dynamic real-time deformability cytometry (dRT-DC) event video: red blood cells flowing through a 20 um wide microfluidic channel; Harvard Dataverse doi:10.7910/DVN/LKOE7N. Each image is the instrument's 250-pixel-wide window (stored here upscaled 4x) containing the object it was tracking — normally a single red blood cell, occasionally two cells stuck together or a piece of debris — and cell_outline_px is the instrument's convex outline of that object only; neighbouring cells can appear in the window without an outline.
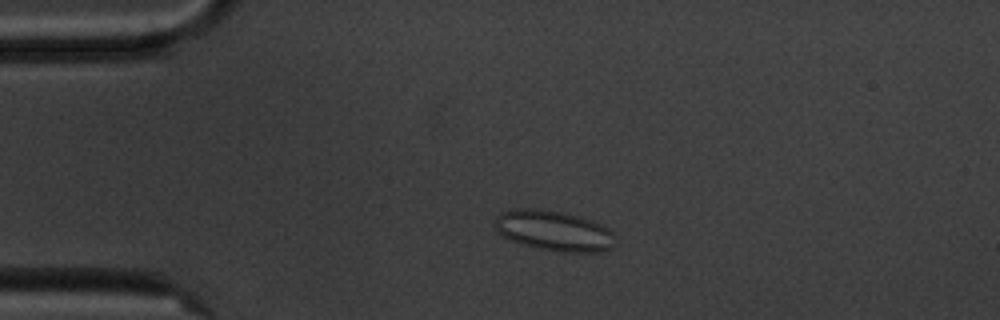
{"species": "common noctule bat (a hibernating species)", "species_latin": "Nyctalus noctula", "temperature_condition": "cold", "stored_images_in_passage": 3, "camera_frame_rate_fps": 3000, "um_per_image_px": 0.085, "animal": {"sex": "male", "body_mass_g": 20.1, "forearm_length_mm": 53.5}, "frame": {"image": 1, "passage_image": 2, "time_ms": 1.0, "image_size_px": [1000, 320], "cell_outline_px": [[616, 244], [612, 248], [600, 252], [560, 252], [536, 248], [512, 240], [504, 236], [496, 228], [496, 216], [500, 212], [516, 208], [536, 208], [564, 212], [580, 216], [600, 224], [608, 228], [612, 232]], "centroid_in_image_um": [47.11, 19.61], "position_along_channel_um": 37.9, "area_um2": 28.32}}